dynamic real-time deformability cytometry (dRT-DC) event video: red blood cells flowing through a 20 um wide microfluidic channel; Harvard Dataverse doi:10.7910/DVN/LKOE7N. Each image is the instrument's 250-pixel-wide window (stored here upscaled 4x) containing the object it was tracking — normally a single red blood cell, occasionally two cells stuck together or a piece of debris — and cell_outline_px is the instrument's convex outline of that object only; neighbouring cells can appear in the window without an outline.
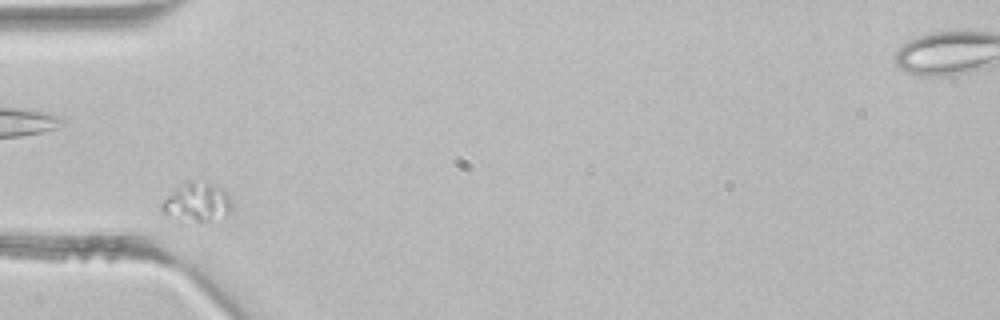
{"species": "common noctule bat (a hibernating species)", "species_latin": "Nyctalus noctula", "temperature_condition": "room temperature", "stored_images_in_passage": 27, "camera_frame_rate_fps": 3000, "um_per_image_px": 0.085, "animal": {"sex": "male", "body_mass_g": 21.5, "forearm_length_mm": 52.0}, "frame": {"image": 1, "passage_image": 4, "time_ms": 1.0, "image_size_px": [1000, 320], "cell_outline_px": [[232, 212], [208, 220], [184, 224], [180, 224], [164, 212], [160, 208], [160, 204], [176, 188], [188, 180], [208, 180], [224, 188], [232, 200]], "centroid_in_image_um": [16.75, 17.18], "position_along_channel_um": 68.2, "area_um2": 16.59}}
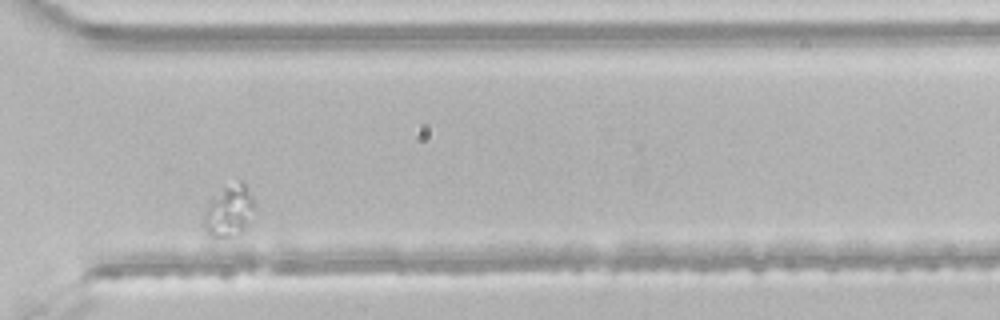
{"frame": {"image": 2, "passage_image": 25, "time_ms": 8.0, "image_size_px": [1000, 320], "cell_outline_px": [[252, 208], [244, 228], [240, 232], [224, 240], [212, 240], [208, 236], [204, 228], [204, 216], [208, 200], [224, 188], [240, 180], [244, 184], [252, 200]], "centroid_in_image_um": [19.36, 18.02], "position_along_channel_um": 351.2, "area_um2": 14.85}}